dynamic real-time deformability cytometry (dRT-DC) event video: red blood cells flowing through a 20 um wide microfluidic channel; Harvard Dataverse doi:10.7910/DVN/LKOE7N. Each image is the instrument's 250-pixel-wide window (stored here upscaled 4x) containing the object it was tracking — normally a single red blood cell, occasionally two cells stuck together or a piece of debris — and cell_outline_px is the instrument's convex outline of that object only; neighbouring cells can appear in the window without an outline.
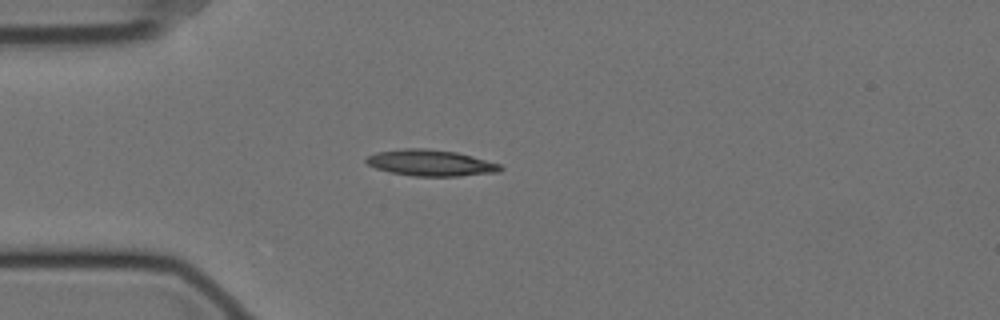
{"species": "Egyptian fruit bat (a non-hibernating species)", "species_latin": "Rousettus aegyptiacus", "temperature_condition": "cold", "stored_images_in_passage": 43, "camera_frame_rate_fps": 3000, "um_per_image_px": 0.085, "animal": {"sex": "female"}, "frame": {"image": 1, "passage_image": 1, "time_ms": 0.0, "image_size_px": [1000, 320], "cell_outline_px": [[504, 168], [500, 172], [460, 176], [412, 176], [392, 172], [376, 168], [368, 164], [364, 160], [368, 156], [376, 152], [404, 148], [428, 148], [456, 152], [472, 156], [500, 164]], "centroid_in_image_um": [36.62, 13.84], "position_along_channel_um": 48.4, "area_um2": 20.52}}
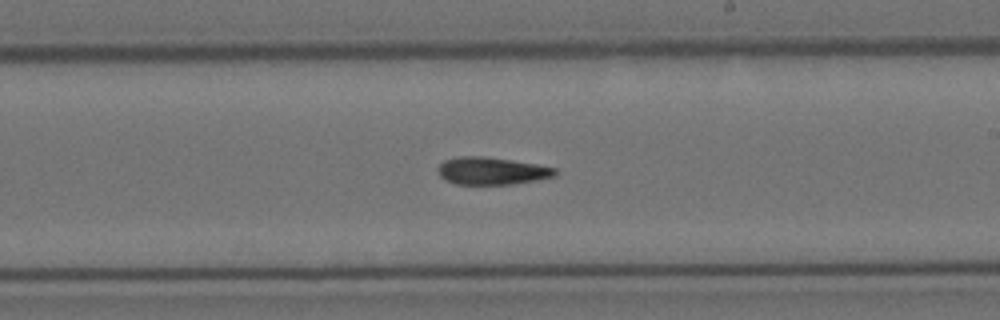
{"frame": {"image": 2, "passage_image": 19, "time_ms": 6.0, "image_size_px": [1000, 320], "cell_outline_px": [[556, 176], [536, 180], [512, 184], [456, 184], [444, 180], [440, 176], [436, 168], [444, 160], [456, 156], [484, 156], [512, 160], [536, 164], [556, 168]], "centroid_in_image_um": [41.76, 14.52], "position_along_channel_um": 247.2, "area_um2": 18.84}}
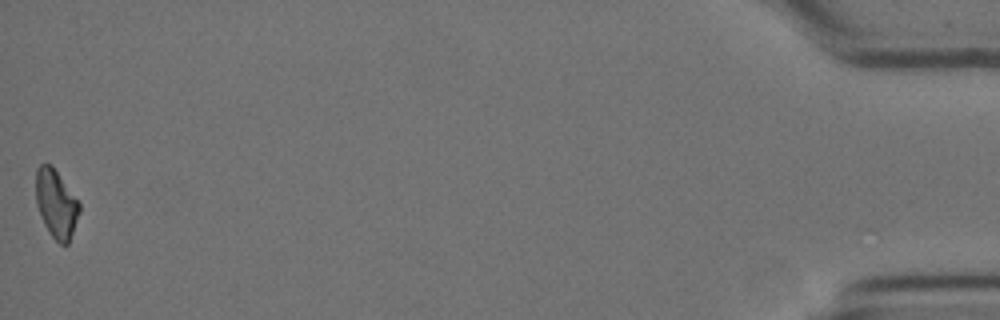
{"frame": {"image": 3, "passage_image": 43, "time_ms": 14.0, "image_size_px": [1000, 320], "cell_outline_px": [[80, 212], [68, 244], [60, 244], [48, 232], [44, 224], [36, 204], [36, 168], [40, 164], [52, 164], [80, 204]], "centroid_in_image_um": [4.76, 17.31], "position_along_channel_um": 430.4, "area_um2": 17.22}, "authors_computed_cell_mechanics": {"area_um2": 18.5538, "velocity_mm_per_s": 3.5139, "shape_relaxation_time_tau1_ms": 8.272, "shape_relaxation_time_tau2_ms": null, "deformation_change_tau1": 0.179, "deformation_change_tau2": null}}